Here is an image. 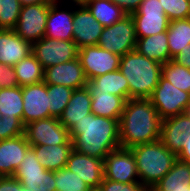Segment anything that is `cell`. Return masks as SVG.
Listing matches in <instances>:
<instances>
[{"mask_svg":"<svg viewBox=\"0 0 190 191\" xmlns=\"http://www.w3.org/2000/svg\"><path fill=\"white\" fill-rule=\"evenodd\" d=\"M73 149L79 153L104 160L120 148L119 119L90 113L69 130Z\"/></svg>","mask_w":190,"mask_h":191,"instance_id":"cell-1","label":"cell"},{"mask_svg":"<svg viewBox=\"0 0 190 191\" xmlns=\"http://www.w3.org/2000/svg\"><path fill=\"white\" fill-rule=\"evenodd\" d=\"M162 121L149 98L128 99L119 119L120 147L131 149L159 140Z\"/></svg>","mask_w":190,"mask_h":191,"instance_id":"cell-2","label":"cell"},{"mask_svg":"<svg viewBox=\"0 0 190 191\" xmlns=\"http://www.w3.org/2000/svg\"><path fill=\"white\" fill-rule=\"evenodd\" d=\"M119 71L129 84V99L150 98L162 75V64L136 49L121 56Z\"/></svg>","mask_w":190,"mask_h":191,"instance_id":"cell-3","label":"cell"},{"mask_svg":"<svg viewBox=\"0 0 190 191\" xmlns=\"http://www.w3.org/2000/svg\"><path fill=\"white\" fill-rule=\"evenodd\" d=\"M131 151L135 158L139 182L149 191L170 171L178 159L177 154L170 151L160 139L134 146Z\"/></svg>","mask_w":190,"mask_h":191,"instance_id":"cell-4","label":"cell"},{"mask_svg":"<svg viewBox=\"0 0 190 191\" xmlns=\"http://www.w3.org/2000/svg\"><path fill=\"white\" fill-rule=\"evenodd\" d=\"M136 25L131 15L124 16L111 26L104 27L98 46L119 56L135 50Z\"/></svg>","mask_w":190,"mask_h":191,"instance_id":"cell-5","label":"cell"},{"mask_svg":"<svg viewBox=\"0 0 190 191\" xmlns=\"http://www.w3.org/2000/svg\"><path fill=\"white\" fill-rule=\"evenodd\" d=\"M149 99L162 120L187 112L190 106V92L176 88L162 75Z\"/></svg>","mask_w":190,"mask_h":191,"instance_id":"cell-6","label":"cell"},{"mask_svg":"<svg viewBox=\"0 0 190 191\" xmlns=\"http://www.w3.org/2000/svg\"><path fill=\"white\" fill-rule=\"evenodd\" d=\"M28 191H56L54 171L41 166L30 147L13 175Z\"/></svg>","mask_w":190,"mask_h":191,"instance_id":"cell-7","label":"cell"},{"mask_svg":"<svg viewBox=\"0 0 190 191\" xmlns=\"http://www.w3.org/2000/svg\"><path fill=\"white\" fill-rule=\"evenodd\" d=\"M24 134L30 146L72 144L69 130L56 117L28 123L24 127Z\"/></svg>","mask_w":190,"mask_h":191,"instance_id":"cell-8","label":"cell"},{"mask_svg":"<svg viewBox=\"0 0 190 191\" xmlns=\"http://www.w3.org/2000/svg\"><path fill=\"white\" fill-rule=\"evenodd\" d=\"M78 51L73 40H56L44 36L32 44L31 53L45 69L74 60L78 57Z\"/></svg>","mask_w":190,"mask_h":191,"instance_id":"cell-9","label":"cell"},{"mask_svg":"<svg viewBox=\"0 0 190 191\" xmlns=\"http://www.w3.org/2000/svg\"><path fill=\"white\" fill-rule=\"evenodd\" d=\"M131 16L136 25L137 38L167 31L170 23L159 0H142Z\"/></svg>","mask_w":190,"mask_h":191,"instance_id":"cell-10","label":"cell"},{"mask_svg":"<svg viewBox=\"0 0 190 191\" xmlns=\"http://www.w3.org/2000/svg\"><path fill=\"white\" fill-rule=\"evenodd\" d=\"M49 5L31 4L21 7L18 21L13 29L23 40L33 44L45 35Z\"/></svg>","mask_w":190,"mask_h":191,"instance_id":"cell-11","label":"cell"},{"mask_svg":"<svg viewBox=\"0 0 190 191\" xmlns=\"http://www.w3.org/2000/svg\"><path fill=\"white\" fill-rule=\"evenodd\" d=\"M78 58L88 79L117 71L121 56L111 53L98 45L86 46L78 51Z\"/></svg>","mask_w":190,"mask_h":191,"instance_id":"cell-12","label":"cell"},{"mask_svg":"<svg viewBox=\"0 0 190 191\" xmlns=\"http://www.w3.org/2000/svg\"><path fill=\"white\" fill-rule=\"evenodd\" d=\"M104 179L121 183L139 182L137 166L131 149L111 151L103 160Z\"/></svg>","mask_w":190,"mask_h":191,"instance_id":"cell-13","label":"cell"},{"mask_svg":"<svg viewBox=\"0 0 190 191\" xmlns=\"http://www.w3.org/2000/svg\"><path fill=\"white\" fill-rule=\"evenodd\" d=\"M73 4V41L78 49L97 45L104 27L82 3Z\"/></svg>","mask_w":190,"mask_h":191,"instance_id":"cell-14","label":"cell"},{"mask_svg":"<svg viewBox=\"0 0 190 191\" xmlns=\"http://www.w3.org/2000/svg\"><path fill=\"white\" fill-rule=\"evenodd\" d=\"M22 97V123L24 126L30 122L50 117L49 94L44 82L22 86Z\"/></svg>","mask_w":190,"mask_h":191,"instance_id":"cell-15","label":"cell"},{"mask_svg":"<svg viewBox=\"0 0 190 191\" xmlns=\"http://www.w3.org/2000/svg\"><path fill=\"white\" fill-rule=\"evenodd\" d=\"M45 84L63 85L73 90L86 87L88 79L79 58L44 69Z\"/></svg>","mask_w":190,"mask_h":191,"instance_id":"cell-16","label":"cell"},{"mask_svg":"<svg viewBox=\"0 0 190 191\" xmlns=\"http://www.w3.org/2000/svg\"><path fill=\"white\" fill-rule=\"evenodd\" d=\"M65 168L76 173L90 188L99 187L104 180L103 160L75 149L70 153Z\"/></svg>","mask_w":190,"mask_h":191,"instance_id":"cell-17","label":"cell"},{"mask_svg":"<svg viewBox=\"0 0 190 191\" xmlns=\"http://www.w3.org/2000/svg\"><path fill=\"white\" fill-rule=\"evenodd\" d=\"M190 139V115L188 112L164 119L161 128V142L178 154L183 142Z\"/></svg>","mask_w":190,"mask_h":191,"instance_id":"cell-18","label":"cell"},{"mask_svg":"<svg viewBox=\"0 0 190 191\" xmlns=\"http://www.w3.org/2000/svg\"><path fill=\"white\" fill-rule=\"evenodd\" d=\"M30 147L25 134L0 140V177L13 176Z\"/></svg>","mask_w":190,"mask_h":191,"instance_id":"cell-19","label":"cell"},{"mask_svg":"<svg viewBox=\"0 0 190 191\" xmlns=\"http://www.w3.org/2000/svg\"><path fill=\"white\" fill-rule=\"evenodd\" d=\"M63 8L60 5H49L46 20L45 37L56 40H73L74 9Z\"/></svg>","mask_w":190,"mask_h":191,"instance_id":"cell-20","label":"cell"},{"mask_svg":"<svg viewBox=\"0 0 190 191\" xmlns=\"http://www.w3.org/2000/svg\"><path fill=\"white\" fill-rule=\"evenodd\" d=\"M32 52V44L14 30L0 29V64L14 66Z\"/></svg>","mask_w":190,"mask_h":191,"instance_id":"cell-21","label":"cell"},{"mask_svg":"<svg viewBox=\"0 0 190 191\" xmlns=\"http://www.w3.org/2000/svg\"><path fill=\"white\" fill-rule=\"evenodd\" d=\"M90 92L87 87L75 89L71 98L59 117L60 123L70 130L76 122H80L85 116L92 113Z\"/></svg>","mask_w":190,"mask_h":191,"instance_id":"cell-22","label":"cell"},{"mask_svg":"<svg viewBox=\"0 0 190 191\" xmlns=\"http://www.w3.org/2000/svg\"><path fill=\"white\" fill-rule=\"evenodd\" d=\"M31 148L41 166L48 171H58L66 167L72 144L63 145H32Z\"/></svg>","mask_w":190,"mask_h":191,"instance_id":"cell-23","label":"cell"},{"mask_svg":"<svg viewBox=\"0 0 190 191\" xmlns=\"http://www.w3.org/2000/svg\"><path fill=\"white\" fill-rule=\"evenodd\" d=\"M86 87L90 93H110L129 99L128 80L119 69L90 79Z\"/></svg>","mask_w":190,"mask_h":191,"instance_id":"cell-24","label":"cell"},{"mask_svg":"<svg viewBox=\"0 0 190 191\" xmlns=\"http://www.w3.org/2000/svg\"><path fill=\"white\" fill-rule=\"evenodd\" d=\"M140 54L160 64L170 61L167 31L137 38L136 48Z\"/></svg>","mask_w":190,"mask_h":191,"instance_id":"cell-25","label":"cell"},{"mask_svg":"<svg viewBox=\"0 0 190 191\" xmlns=\"http://www.w3.org/2000/svg\"><path fill=\"white\" fill-rule=\"evenodd\" d=\"M190 187V163L177 159L170 171L150 191H187Z\"/></svg>","mask_w":190,"mask_h":191,"instance_id":"cell-26","label":"cell"},{"mask_svg":"<svg viewBox=\"0 0 190 191\" xmlns=\"http://www.w3.org/2000/svg\"><path fill=\"white\" fill-rule=\"evenodd\" d=\"M91 110L94 115L120 119L127 99L110 93H90Z\"/></svg>","mask_w":190,"mask_h":191,"instance_id":"cell-27","label":"cell"},{"mask_svg":"<svg viewBox=\"0 0 190 191\" xmlns=\"http://www.w3.org/2000/svg\"><path fill=\"white\" fill-rule=\"evenodd\" d=\"M82 4L103 27L111 26L127 15L111 0H84Z\"/></svg>","mask_w":190,"mask_h":191,"instance_id":"cell-28","label":"cell"},{"mask_svg":"<svg viewBox=\"0 0 190 191\" xmlns=\"http://www.w3.org/2000/svg\"><path fill=\"white\" fill-rule=\"evenodd\" d=\"M13 68L20 87L44 81V68L32 53L16 63Z\"/></svg>","mask_w":190,"mask_h":191,"instance_id":"cell-29","label":"cell"},{"mask_svg":"<svg viewBox=\"0 0 190 191\" xmlns=\"http://www.w3.org/2000/svg\"><path fill=\"white\" fill-rule=\"evenodd\" d=\"M170 60L190 44V21L188 18L170 21L167 29Z\"/></svg>","mask_w":190,"mask_h":191,"instance_id":"cell-30","label":"cell"},{"mask_svg":"<svg viewBox=\"0 0 190 191\" xmlns=\"http://www.w3.org/2000/svg\"><path fill=\"white\" fill-rule=\"evenodd\" d=\"M47 93L49 94V111L50 117L59 118L66 108L73 89L63 85L46 84Z\"/></svg>","mask_w":190,"mask_h":191,"instance_id":"cell-31","label":"cell"},{"mask_svg":"<svg viewBox=\"0 0 190 191\" xmlns=\"http://www.w3.org/2000/svg\"><path fill=\"white\" fill-rule=\"evenodd\" d=\"M162 76L176 88L190 92V69L170 60L162 64Z\"/></svg>","mask_w":190,"mask_h":191,"instance_id":"cell-32","label":"cell"},{"mask_svg":"<svg viewBox=\"0 0 190 191\" xmlns=\"http://www.w3.org/2000/svg\"><path fill=\"white\" fill-rule=\"evenodd\" d=\"M0 112L16 113V117L22 122V87L0 89Z\"/></svg>","mask_w":190,"mask_h":191,"instance_id":"cell-33","label":"cell"},{"mask_svg":"<svg viewBox=\"0 0 190 191\" xmlns=\"http://www.w3.org/2000/svg\"><path fill=\"white\" fill-rule=\"evenodd\" d=\"M56 191H88L90 187L74 172L67 168L54 171Z\"/></svg>","mask_w":190,"mask_h":191,"instance_id":"cell-34","label":"cell"},{"mask_svg":"<svg viewBox=\"0 0 190 191\" xmlns=\"http://www.w3.org/2000/svg\"><path fill=\"white\" fill-rule=\"evenodd\" d=\"M21 7L19 0H0V29L15 28Z\"/></svg>","mask_w":190,"mask_h":191,"instance_id":"cell-35","label":"cell"},{"mask_svg":"<svg viewBox=\"0 0 190 191\" xmlns=\"http://www.w3.org/2000/svg\"><path fill=\"white\" fill-rule=\"evenodd\" d=\"M24 127L16 113L0 112V140L24 134Z\"/></svg>","mask_w":190,"mask_h":191,"instance_id":"cell-36","label":"cell"},{"mask_svg":"<svg viewBox=\"0 0 190 191\" xmlns=\"http://www.w3.org/2000/svg\"><path fill=\"white\" fill-rule=\"evenodd\" d=\"M170 21L186 19L190 13V0H159Z\"/></svg>","mask_w":190,"mask_h":191,"instance_id":"cell-37","label":"cell"},{"mask_svg":"<svg viewBox=\"0 0 190 191\" xmlns=\"http://www.w3.org/2000/svg\"><path fill=\"white\" fill-rule=\"evenodd\" d=\"M102 191H149L142 183H121L104 179L100 184Z\"/></svg>","mask_w":190,"mask_h":191,"instance_id":"cell-38","label":"cell"},{"mask_svg":"<svg viewBox=\"0 0 190 191\" xmlns=\"http://www.w3.org/2000/svg\"><path fill=\"white\" fill-rule=\"evenodd\" d=\"M18 86L17 75L11 65L0 64V89Z\"/></svg>","mask_w":190,"mask_h":191,"instance_id":"cell-39","label":"cell"},{"mask_svg":"<svg viewBox=\"0 0 190 191\" xmlns=\"http://www.w3.org/2000/svg\"><path fill=\"white\" fill-rule=\"evenodd\" d=\"M0 191H27L14 176L0 177Z\"/></svg>","mask_w":190,"mask_h":191,"instance_id":"cell-40","label":"cell"},{"mask_svg":"<svg viewBox=\"0 0 190 191\" xmlns=\"http://www.w3.org/2000/svg\"><path fill=\"white\" fill-rule=\"evenodd\" d=\"M120 7L127 15L136 12L142 0H111Z\"/></svg>","mask_w":190,"mask_h":191,"instance_id":"cell-41","label":"cell"},{"mask_svg":"<svg viewBox=\"0 0 190 191\" xmlns=\"http://www.w3.org/2000/svg\"><path fill=\"white\" fill-rule=\"evenodd\" d=\"M172 60L178 65L190 69V44H187L186 48L181 50Z\"/></svg>","mask_w":190,"mask_h":191,"instance_id":"cell-42","label":"cell"},{"mask_svg":"<svg viewBox=\"0 0 190 191\" xmlns=\"http://www.w3.org/2000/svg\"><path fill=\"white\" fill-rule=\"evenodd\" d=\"M179 160L190 163V139L183 142L181 151L177 154Z\"/></svg>","mask_w":190,"mask_h":191,"instance_id":"cell-43","label":"cell"},{"mask_svg":"<svg viewBox=\"0 0 190 191\" xmlns=\"http://www.w3.org/2000/svg\"><path fill=\"white\" fill-rule=\"evenodd\" d=\"M21 6L31 5V4H43L42 0H19Z\"/></svg>","mask_w":190,"mask_h":191,"instance_id":"cell-44","label":"cell"},{"mask_svg":"<svg viewBox=\"0 0 190 191\" xmlns=\"http://www.w3.org/2000/svg\"><path fill=\"white\" fill-rule=\"evenodd\" d=\"M47 5H59V2L62 0H42Z\"/></svg>","mask_w":190,"mask_h":191,"instance_id":"cell-45","label":"cell"},{"mask_svg":"<svg viewBox=\"0 0 190 191\" xmlns=\"http://www.w3.org/2000/svg\"><path fill=\"white\" fill-rule=\"evenodd\" d=\"M88 191H102V189L99 186V187L90 188Z\"/></svg>","mask_w":190,"mask_h":191,"instance_id":"cell-46","label":"cell"},{"mask_svg":"<svg viewBox=\"0 0 190 191\" xmlns=\"http://www.w3.org/2000/svg\"><path fill=\"white\" fill-rule=\"evenodd\" d=\"M72 3H82L84 0H70Z\"/></svg>","mask_w":190,"mask_h":191,"instance_id":"cell-47","label":"cell"},{"mask_svg":"<svg viewBox=\"0 0 190 191\" xmlns=\"http://www.w3.org/2000/svg\"><path fill=\"white\" fill-rule=\"evenodd\" d=\"M187 112H188V113H189V115H190V106H189V108H188Z\"/></svg>","mask_w":190,"mask_h":191,"instance_id":"cell-48","label":"cell"}]
</instances>
